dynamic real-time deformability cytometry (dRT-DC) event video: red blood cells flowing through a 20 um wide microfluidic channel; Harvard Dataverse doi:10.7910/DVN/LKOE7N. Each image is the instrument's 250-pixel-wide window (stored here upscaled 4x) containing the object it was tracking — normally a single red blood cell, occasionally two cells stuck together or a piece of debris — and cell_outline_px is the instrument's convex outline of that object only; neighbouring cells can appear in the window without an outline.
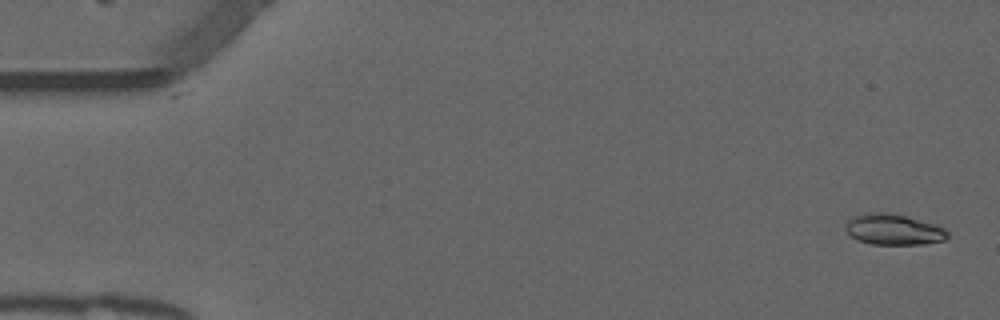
{"species": "common noctule bat (a hibernating species)", "species_latin": "Nyctalus noctula", "temperature_condition": "warm", "stored_images_in_passage": 52, "camera_frame_rate_fps": 3000, "um_per_image_px": 0.085, "animal": {"sex": "male", "forearm_length_mm": 52.5}, "frame": {"image": 1, "passage_image": 1, "time_ms": 0.0, "image_size_px": [1000, 320], "cell_outline_px": [[948, 236], [944, 240], [924, 244], [872, 244], [856, 240], [844, 228], [848, 220], [856, 216], [872, 212], [884, 212], [904, 216], [936, 224], [944, 228], [948, 232]], "centroid_in_image_um": [75.96, 19.52], "position_along_channel_um": 9.0, "area_um2": 18.09}}
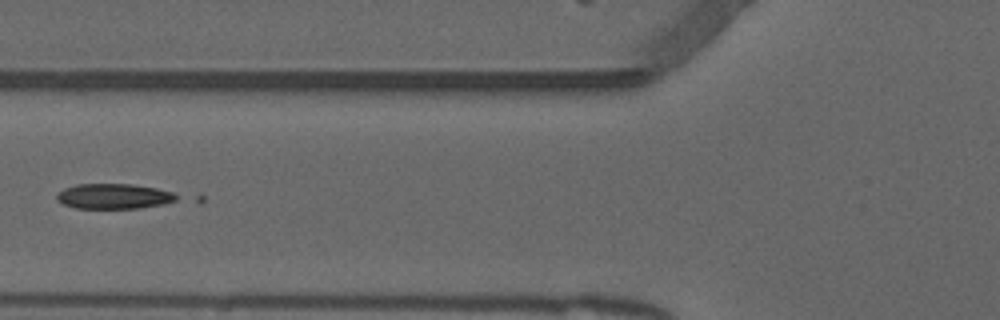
{"frame": {"image": 2, "passage_image": 20, "time_ms": 6.333, "image_size_px": [1000, 320], "cell_outline_px": [[180, 196], [176, 200], [160, 204], [140, 208], [76, 208], [64, 204], [56, 200], [56, 192], [64, 188], [76, 184], [132, 184], [156, 188], [172, 192]], "centroid_in_image_um": [9.64, 16.67], "position_along_channel_um": 116.2, "area_um2": 17.57}}
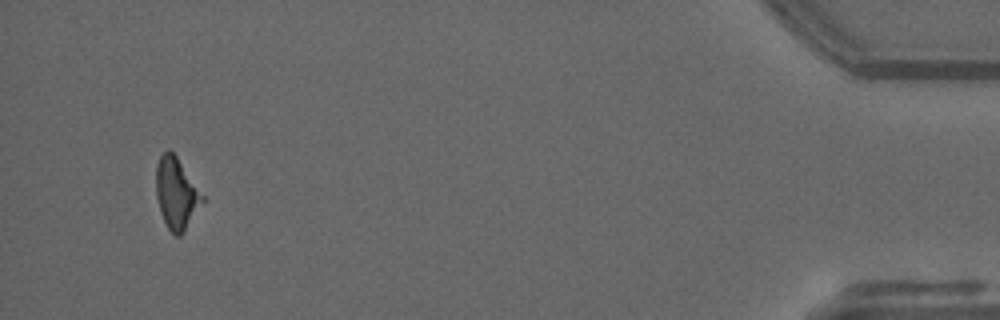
{"frame": {"image": 3, "passage_image": 50, "time_ms": 16.333, "image_size_px": [1000, 320], "cell_outline_px": [[204, 200], [184, 232], [180, 236], [176, 236], [168, 228], [160, 212], [156, 196], [156, 164], [160, 156], [168, 148], [176, 156], [204, 196]], "centroid_in_image_um": [14.98, 16.44], "position_along_channel_um": 420.2, "area_um2": 19.02}}